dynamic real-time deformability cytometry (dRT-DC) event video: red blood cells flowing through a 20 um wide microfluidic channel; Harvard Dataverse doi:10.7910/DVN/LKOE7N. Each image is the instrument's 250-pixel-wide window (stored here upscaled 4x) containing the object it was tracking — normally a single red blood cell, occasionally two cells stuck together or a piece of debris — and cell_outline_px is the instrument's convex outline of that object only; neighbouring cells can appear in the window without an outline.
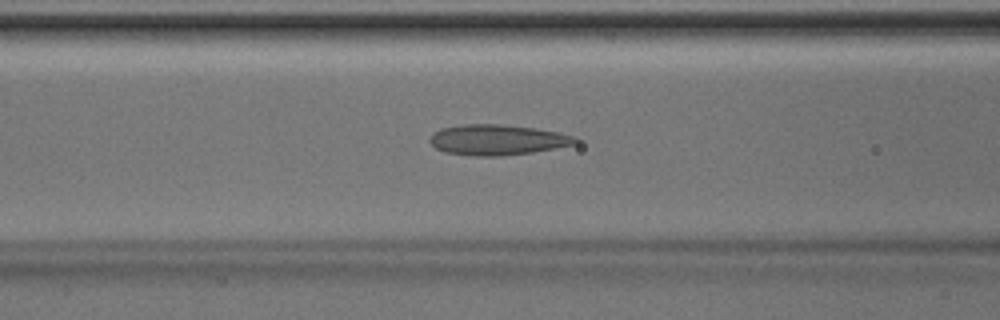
{"species": "Egyptian fruit bat (a non-hibernating species)", "species_latin": "Rousettus aegyptiacus", "temperature_condition": "room temperature", "stored_images_in_passage": 40, "camera_frame_rate_fps": 3000, "um_per_image_px": 0.085, "animal": {"sex": "male"}, "frame": {"image": 1, "passage_image": 18, "time_ms": 5.667, "image_size_px": [1000, 320], "cell_outline_px": [[580, 140], [576, 144], [532, 152], [500, 156], [476, 156], [444, 152], [436, 148], [428, 140], [432, 132], [440, 128], [464, 124], [500, 124], [536, 128], [556, 132], [572, 136]], "centroid_in_image_um": [42.23, 11.88], "position_along_channel_um": 124.4, "area_um2": 25.84}}
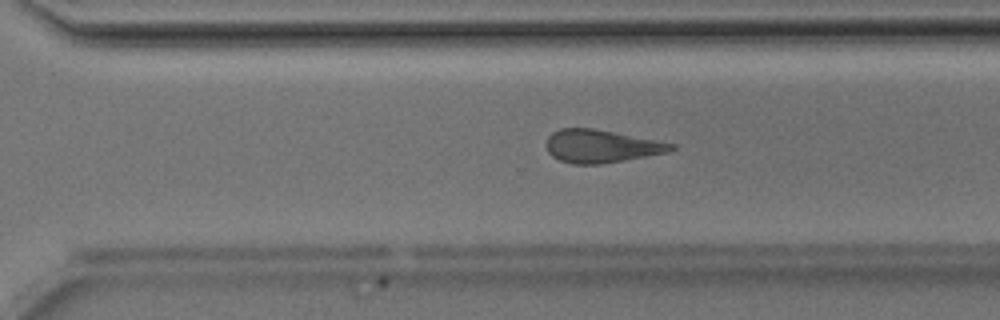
{"frame": {"image": 2, "passage_image": 32, "time_ms": 10.333, "image_size_px": [1000, 320], "cell_outline_px": [[676, 148], [668, 152], [624, 160], [600, 164], [572, 164], [560, 160], [552, 156], [548, 152], [548, 136], [552, 132], [560, 128], [592, 128], [656, 140], [676, 144]], "centroid_in_image_um": [51.1, 12.43], "position_along_channel_um": 319.5, "area_um2": 23.7}}
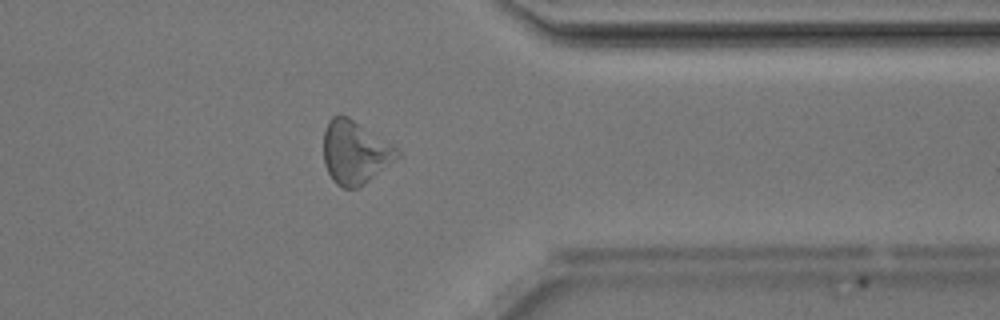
{"frame": {"image": 3, "passage_image": 37, "time_ms": 12.0, "image_size_px": [1000, 320], "cell_outline_px": [[400, 156], [368, 180], [356, 188], [340, 188], [332, 180], [324, 164], [324, 132], [328, 120], [332, 116], [348, 116], [396, 148], [400, 152]], "centroid_in_image_um": [30.12, 12.95], "position_along_channel_um": 381.3, "area_um2": 26.53}, "authors_computed_cell_mechanics": {"area_um2": 26.5302, "velocity_mm_per_s": 4.1926, "shape_relaxation_time_tau1_ms": null, "shape_relaxation_time_tau2_ms": 2.5527, "deformation_change_tau1": null, "deformation_change_tau2": 0.1312}}